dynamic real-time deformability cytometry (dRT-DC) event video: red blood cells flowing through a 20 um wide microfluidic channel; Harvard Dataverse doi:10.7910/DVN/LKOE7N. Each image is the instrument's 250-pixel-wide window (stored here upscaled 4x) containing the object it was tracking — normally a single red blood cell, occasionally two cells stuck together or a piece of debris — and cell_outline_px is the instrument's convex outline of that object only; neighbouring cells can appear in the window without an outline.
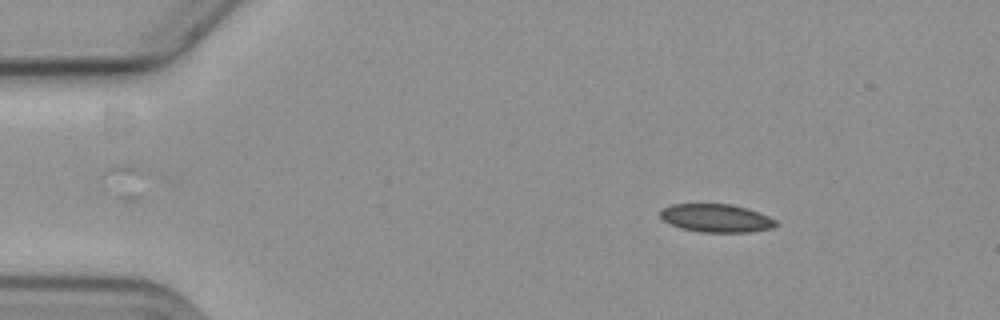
{"species": "common noctule bat (a hibernating species)", "species_latin": "Nyctalus noctula", "temperature_condition": "cold", "stored_images_in_passage": 37, "camera_frame_rate_fps": 3000, "um_per_image_px": 0.085, "animal": {"sex": "female", "body_mass_g": 19.3, "forearm_length_mm": 54.1}, "frame": {"image": 1, "passage_image": 1, "time_ms": 0.0, "image_size_px": [1000, 320], "cell_outline_px": [[780, 224], [776, 228], [752, 232], [700, 232], [680, 228], [668, 224], [660, 216], [660, 212], [664, 208], [672, 204], [732, 204], [768, 216], [776, 220]], "centroid_in_image_um": [60.91, 18.56], "position_along_channel_um": 24.1, "area_um2": 19.07}}
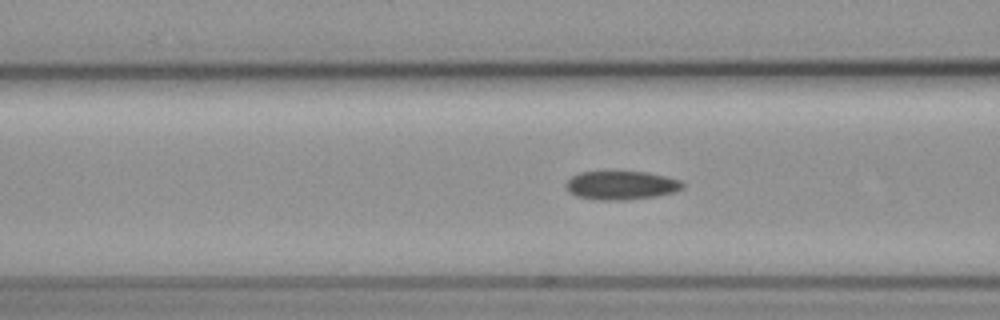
{"frame": {"image": 2, "passage_image": 15, "time_ms": 4.667, "image_size_px": [1000, 320], "cell_outline_px": [[684, 188], [672, 192], [656, 196], [624, 200], [596, 200], [576, 196], [568, 192], [564, 184], [572, 176], [580, 172], [648, 172], [680, 180], [684, 184]], "centroid_in_image_um": [52.77, 15.76], "position_along_channel_um": 113.8, "area_um2": 19.48}}
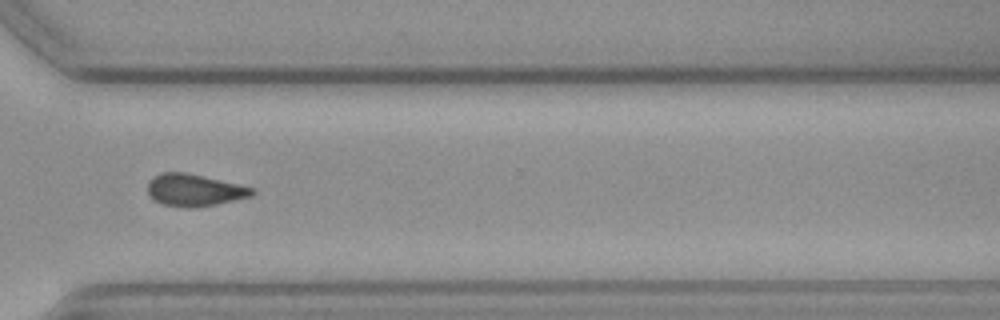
{"frame": {"image": 3, "passage_image": 35, "time_ms": 11.333, "image_size_px": [1000, 320], "cell_outline_px": [[256, 192], [252, 196], [216, 204], [192, 208], [188, 208], [164, 204], [156, 200], [148, 192], [148, 180], [152, 176], [160, 172], [184, 172], [236, 184], [252, 188]], "centroid_in_image_um": [16.49, 16.15], "position_along_channel_um": 354.1, "area_um2": 19.19}}